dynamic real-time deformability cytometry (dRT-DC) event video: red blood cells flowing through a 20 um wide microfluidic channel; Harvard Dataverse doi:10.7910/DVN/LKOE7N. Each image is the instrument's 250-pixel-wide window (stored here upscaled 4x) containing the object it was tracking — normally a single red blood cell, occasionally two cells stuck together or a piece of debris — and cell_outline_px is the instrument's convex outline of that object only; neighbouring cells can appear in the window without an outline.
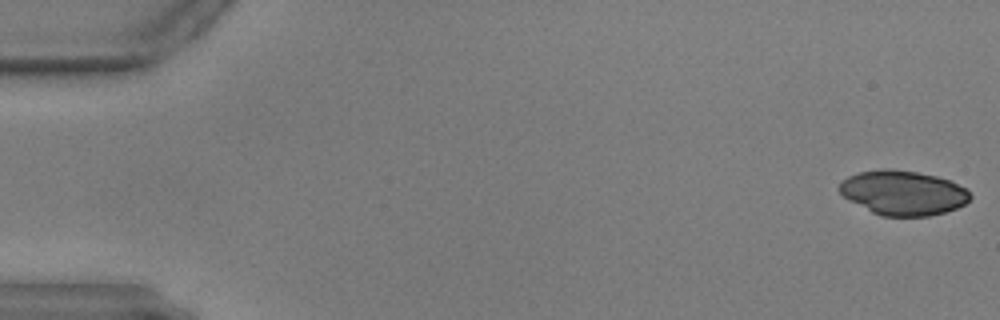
{"species": "common noctule bat (a hibernating species)", "species_latin": "Nyctalus noctula", "temperature_condition": "warm", "stored_images_in_passage": 57, "camera_frame_rate_fps": 3000, "um_per_image_px": 0.085, "animal": {"sex": "male", "body_mass_g": 17.9, "forearm_length_mm": 54.2}, "frame": {"image": 1, "passage_image": 1, "time_ms": 0.0, "image_size_px": [1000, 320], "cell_outline_px": [[972, 196], [964, 204], [956, 208], [944, 212], [928, 216], [880, 216], [848, 200], [836, 188], [840, 180], [856, 172], [880, 168], [892, 168], [916, 172], [936, 176], [952, 180], [968, 188]], "centroid_in_image_um": [76.74, 16.36], "position_along_channel_um": 8.3, "area_um2": 34.51}}